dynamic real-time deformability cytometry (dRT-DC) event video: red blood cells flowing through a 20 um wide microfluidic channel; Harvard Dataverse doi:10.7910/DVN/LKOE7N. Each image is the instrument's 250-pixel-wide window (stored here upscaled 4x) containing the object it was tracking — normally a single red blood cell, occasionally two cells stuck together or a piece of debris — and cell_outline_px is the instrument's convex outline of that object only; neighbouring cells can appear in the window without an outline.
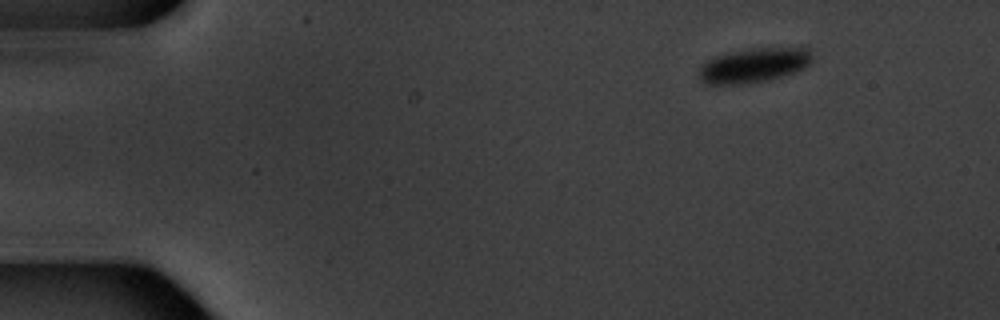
{"species": "common noctule bat (a hibernating species)", "species_latin": "Nyctalus noctula", "temperature_condition": "warm", "stored_images_in_passage": 4, "camera_frame_rate_fps": 3000, "um_per_image_px": 0.085, "animal": {"sex": "male", "body_mass_g": 20.1, "forearm_length_mm": 53.5}, "frame": {"image": 1, "passage_image": 1, "time_ms": 0.0, "image_size_px": [1000, 320], "cell_outline_px": [[812, 60], [804, 68], [796, 72], [748, 84], [704, 84], [700, 80], [700, 68], [708, 60], [716, 56], [732, 52], [760, 48], [808, 48], [812, 56]], "centroid_in_image_um": [64.08, 5.56], "position_along_channel_um": 20.9, "area_um2": 22.31}}
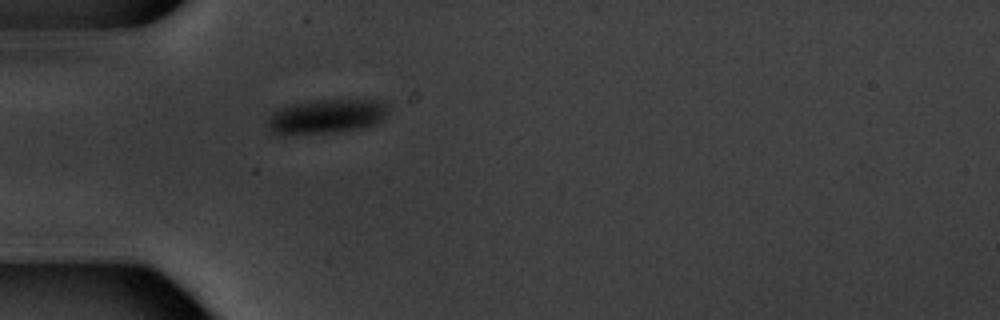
{"frame": {"image": 2, "passage_image": 4, "time_ms": 3.667, "image_size_px": [1000, 320], "cell_outline_px": [[388, 112], [376, 124], [364, 128], [336, 132], [280, 136], [272, 132], [268, 128], [268, 116], [280, 108], [292, 104], [320, 100], [380, 100], [388, 104]], "centroid_in_image_um": [27.73, 9.92], "position_along_channel_um": 57.3, "area_um2": 24.39}}